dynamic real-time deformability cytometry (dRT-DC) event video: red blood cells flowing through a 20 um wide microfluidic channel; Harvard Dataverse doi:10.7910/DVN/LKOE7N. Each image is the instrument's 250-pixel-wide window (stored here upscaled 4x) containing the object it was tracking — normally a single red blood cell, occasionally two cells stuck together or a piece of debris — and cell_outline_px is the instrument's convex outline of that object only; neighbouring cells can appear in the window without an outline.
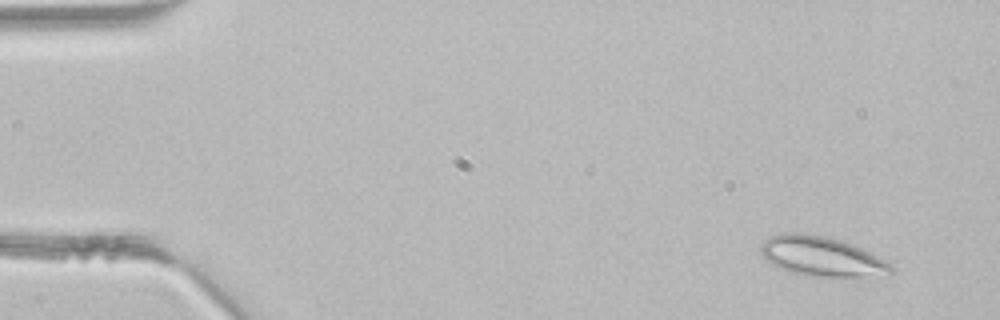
{"species": "common noctule bat (a hibernating species)", "species_latin": "Nyctalus noctula", "temperature_condition": "room temperature", "stored_images_in_passage": 2, "camera_frame_rate_fps": 3000, "um_per_image_px": 0.085, "animal": {"sex": "male", "body_mass_g": 21.5, "forearm_length_mm": 52.0}, "frame": {"image": 1, "passage_image": 1, "time_ms": 0.0, "image_size_px": [1000, 320], "cell_outline_px": [[896, 268], [892, 272], [860, 276], [812, 276], [792, 272], [780, 268], [772, 264], [760, 252], [760, 248], [764, 240], [772, 236], [784, 232], [804, 232], [824, 236], [840, 240], [852, 244], [872, 252]], "centroid_in_image_um": [69.81, 21.76], "position_along_channel_um": 15.2, "area_um2": 29.77}}